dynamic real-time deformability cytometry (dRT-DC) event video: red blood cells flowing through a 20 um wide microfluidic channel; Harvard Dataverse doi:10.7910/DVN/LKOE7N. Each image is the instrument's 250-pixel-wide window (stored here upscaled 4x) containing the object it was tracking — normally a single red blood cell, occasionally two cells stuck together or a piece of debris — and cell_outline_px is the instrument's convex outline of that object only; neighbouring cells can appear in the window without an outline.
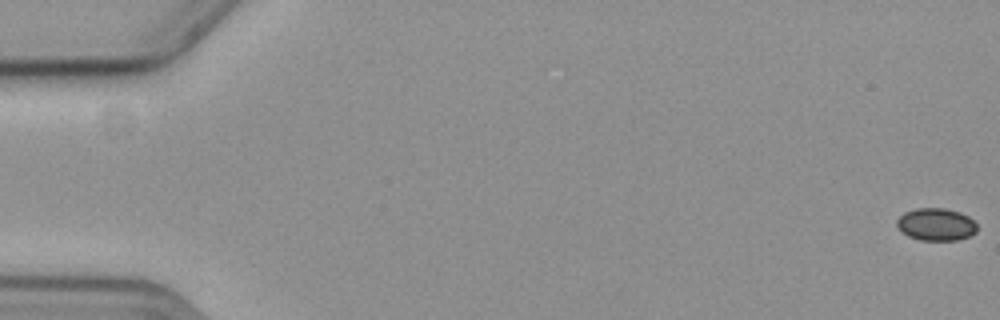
{"species": "common noctule bat (a hibernating species)", "species_latin": "Nyctalus noctula", "temperature_condition": "cold", "stored_images_in_passage": 18, "camera_frame_rate_fps": 3000, "um_per_image_px": 0.085, "animal": {"sex": "female", "body_mass_g": 19.3, "forearm_length_mm": 54.1}, "frame": {"image": 1, "passage_image": 1, "time_ms": 0.0, "image_size_px": [1000, 320], "cell_outline_px": [[976, 232], [968, 236], [956, 240], [920, 240], [908, 236], [896, 224], [896, 220], [904, 212], [916, 208], [944, 208], [960, 212], [968, 216], [976, 224]], "centroid_in_image_um": [79.56, 19.06], "position_along_channel_um": 5.4, "area_um2": 15.03}}
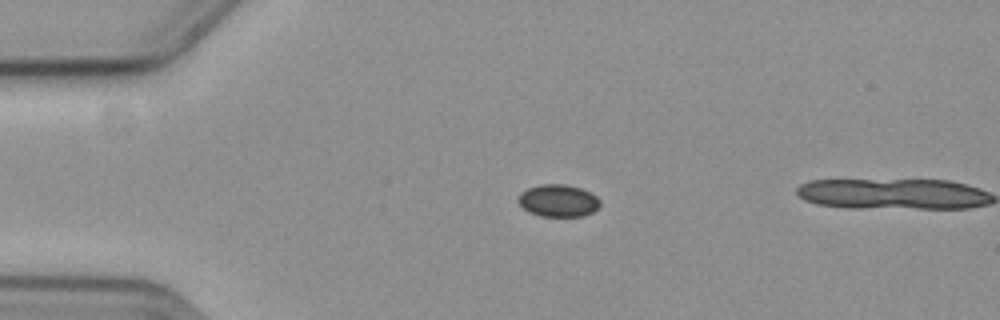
{"frame": {"image": 2, "passage_image": 15, "time_ms": 4.667, "image_size_px": [1000, 320], "cell_outline_px": [[600, 204], [592, 212], [584, 216], [540, 216], [528, 212], [516, 200], [520, 192], [528, 188], [540, 184], [564, 184], [580, 188], [596, 196], [600, 200]], "centroid_in_image_um": [47.41, 17.05], "position_along_channel_um": 37.6, "area_um2": 15.37}}